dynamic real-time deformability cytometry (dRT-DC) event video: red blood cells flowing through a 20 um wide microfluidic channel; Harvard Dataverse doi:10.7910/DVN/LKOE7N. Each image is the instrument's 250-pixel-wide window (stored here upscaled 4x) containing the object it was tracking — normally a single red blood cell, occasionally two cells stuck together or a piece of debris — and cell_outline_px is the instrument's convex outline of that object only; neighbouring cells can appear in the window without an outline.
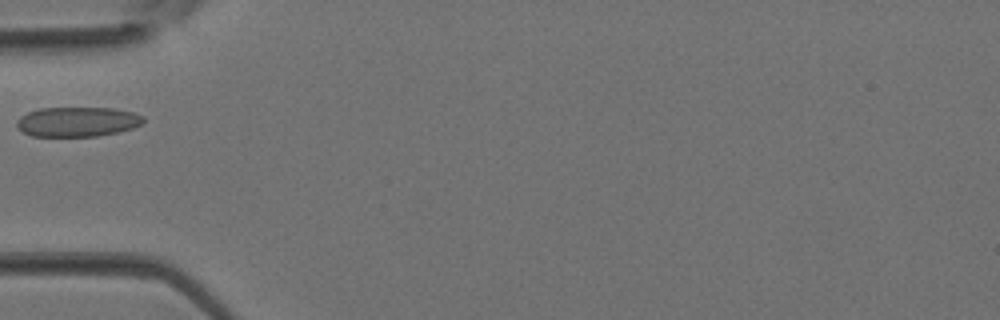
{"species": "Egyptian fruit bat (a non-hibernating species)", "species_latin": "Rousettus aegyptiacus", "temperature_condition": "room temperature", "stored_images_in_passage": 2, "camera_frame_rate_fps": 3000, "um_per_image_px": 0.085, "animal": {"sex": "female"}, "frame": {"image": 1, "passage_image": 2, "time_ms": 0.333, "image_size_px": [1000, 320], "cell_outline_px": [[144, 120], [140, 124], [132, 128], [116, 132], [96, 136], [32, 136], [24, 132], [16, 124], [16, 120], [20, 116], [28, 112], [40, 108], [112, 108], [132, 112], [144, 116]], "centroid_in_image_um": [6.56, 10.34], "position_along_channel_um": 78.4, "area_um2": 21.73}}